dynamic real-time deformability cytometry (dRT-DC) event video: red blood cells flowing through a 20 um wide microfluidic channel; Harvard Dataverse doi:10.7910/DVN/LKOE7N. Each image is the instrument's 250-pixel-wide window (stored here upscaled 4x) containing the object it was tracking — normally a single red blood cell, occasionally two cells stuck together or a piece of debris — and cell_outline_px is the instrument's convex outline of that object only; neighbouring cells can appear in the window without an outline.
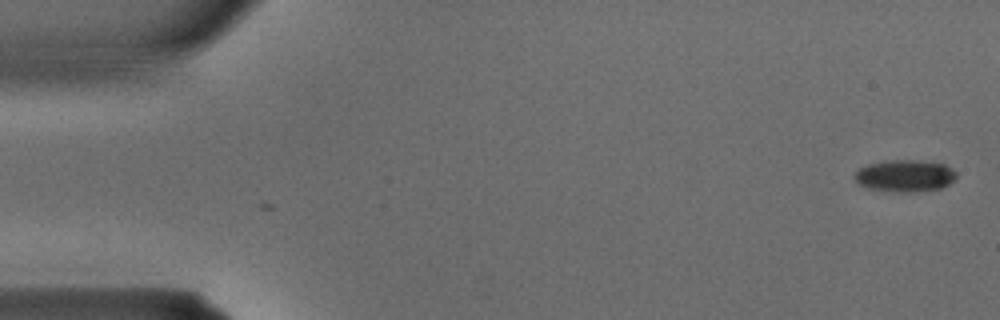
{"species": "common noctule bat (a hibernating species)", "species_latin": "Nyctalus noctula", "temperature_condition": "warm", "stored_images_in_passage": 35, "camera_frame_rate_fps": 3000, "um_per_image_px": 0.085, "animal": {"sex": "male", "body_mass_g": 15.6}, "frame": {"image": 1, "passage_image": 1, "time_ms": 0.0, "image_size_px": [1000, 320], "cell_outline_px": [[956, 180], [940, 188], [916, 192], [896, 192], [868, 188], [860, 184], [852, 176], [860, 168], [868, 164], [892, 160], [920, 160], [944, 164], [952, 168], [956, 172]], "centroid_in_image_um": [76.94, 14.94], "position_along_channel_um": 8.1, "area_um2": 18.96}}
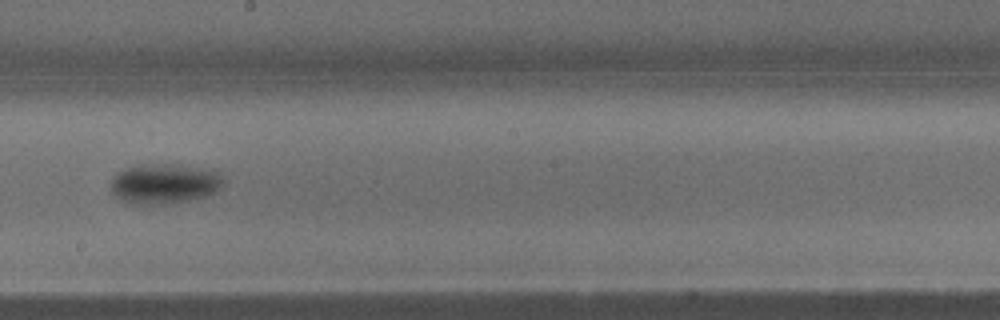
{"frame": {"image": 2, "passage_image": 20, "time_ms": 6.333, "image_size_px": [1000, 320], "cell_outline_px": [[224, 184], [216, 192], [204, 196], [188, 200], [164, 204], [128, 204], [116, 196], [112, 192], [112, 176], [116, 172], [140, 164], [172, 164], [200, 168], [216, 172], [224, 180]], "centroid_in_image_um": [13.94, 15.62], "position_along_channel_um": 234.3, "area_um2": 26.13}}
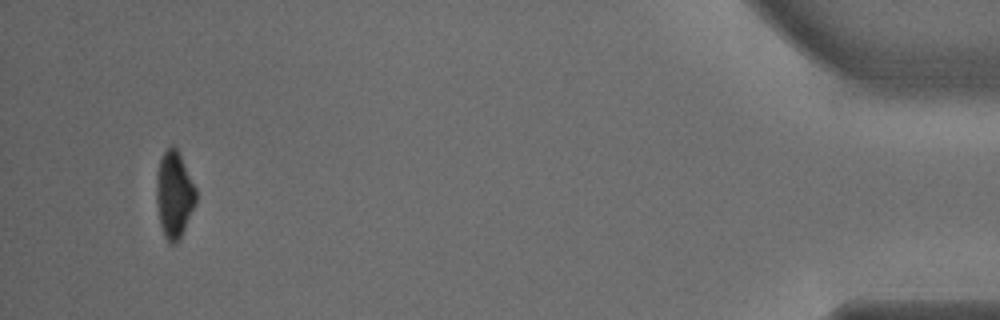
{"frame": {"image": 3, "passage_image": 34, "time_ms": 11.0, "image_size_px": [1000, 320], "cell_outline_px": [[196, 204], [176, 244], [168, 244], [164, 236], [160, 224], [156, 204], [156, 176], [160, 160], [164, 152], [172, 144], [176, 148], [196, 188]], "centroid_in_image_um": [14.79, 16.57], "position_along_channel_um": 420.4, "area_um2": 19.83}}